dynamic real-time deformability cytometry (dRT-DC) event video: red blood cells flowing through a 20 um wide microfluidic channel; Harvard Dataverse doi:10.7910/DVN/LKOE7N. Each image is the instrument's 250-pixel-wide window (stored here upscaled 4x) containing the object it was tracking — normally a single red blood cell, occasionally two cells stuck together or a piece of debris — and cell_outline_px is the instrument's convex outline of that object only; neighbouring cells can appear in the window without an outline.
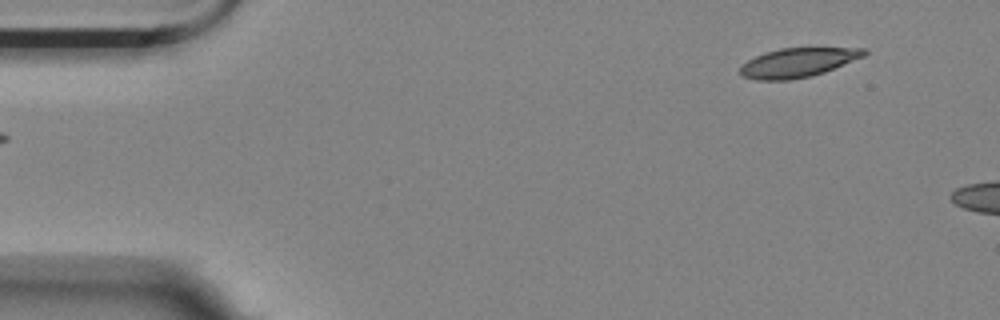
{"species": "Egyptian fruit bat (a non-hibernating species)", "species_latin": "Rousettus aegyptiacus", "temperature_condition": "room temperature", "stored_images_in_passage": 7, "camera_frame_rate_fps": 3000, "um_per_image_px": 0.085, "animal": {"sex": "female"}, "frame": {"image": 1, "passage_image": 2, "time_ms": 0.333, "image_size_px": [1000, 320], "cell_outline_px": [[868, 52], [864, 56], [824, 72], [812, 76], [788, 80], [756, 80], [744, 76], [740, 72], [740, 64], [764, 52], [780, 48], [812, 44], [816, 44], [864, 48]], "centroid_in_image_um": [67.9, 5.24], "position_along_channel_um": 17.1, "area_um2": 22.25}}